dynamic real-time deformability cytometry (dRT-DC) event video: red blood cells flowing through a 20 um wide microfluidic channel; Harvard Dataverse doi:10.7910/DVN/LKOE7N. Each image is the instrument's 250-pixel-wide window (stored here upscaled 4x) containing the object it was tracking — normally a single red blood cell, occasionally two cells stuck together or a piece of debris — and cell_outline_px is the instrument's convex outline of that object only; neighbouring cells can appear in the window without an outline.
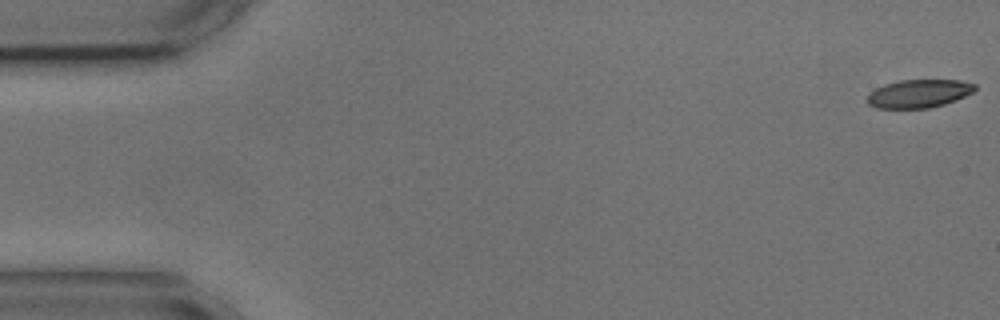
{"species": "common noctule bat (a hibernating species)", "species_latin": "Nyctalus noctula", "temperature_condition": "cold", "stored_images_in_passage": 56, "camera_frame_rate_fps": 3000, "um_per_image_px": 0.085, "animal": {"sex": "male", "body_mass_g": 17.9, "forearm_length_mm": 54.2}, "frame": {"image": 1, "passage_image": 1, "time_ms": 0.0, "image_size_px": [1000, 320], "cell_outline_px": [[976, 92], [956, 100], [944, 104], [928, 108], [876, 108], [868, 104], [868, 96], [876, 88], [884, 84], [900, 80], [960, 80], [976, 84]], "centroid_in_image_um": [78.15, 7.95], "position_along_channel_um": 6.8, "area_um2": 17.74}}
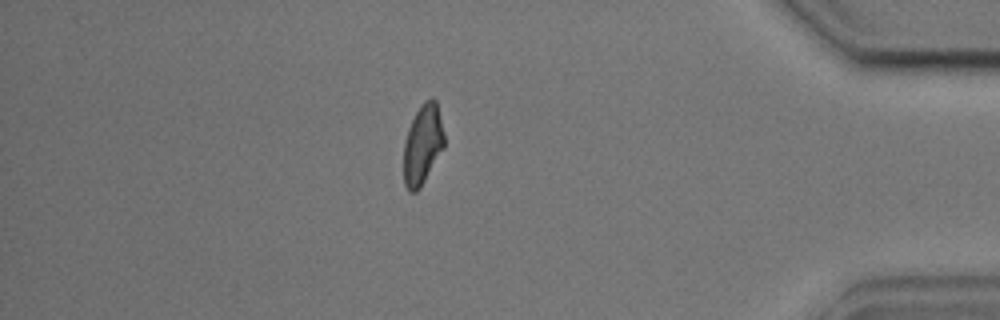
{"frame": {"image": 2, "passage_image": 48, "time_ms": 15.667, "image_size_px": [1000, 320], "cell_outline_px": [[444, 148], [420, 188], [416, 192], [408, 192], [404, 184], [404, 140], [408, 128], [420, 104], [424, 100], [432, 96], [436, 100], [444, 132]], "centroid_in_image_um": [35.93, 12.27], "position_along_channel_um": 399.3, "area_um2": 19.07}}
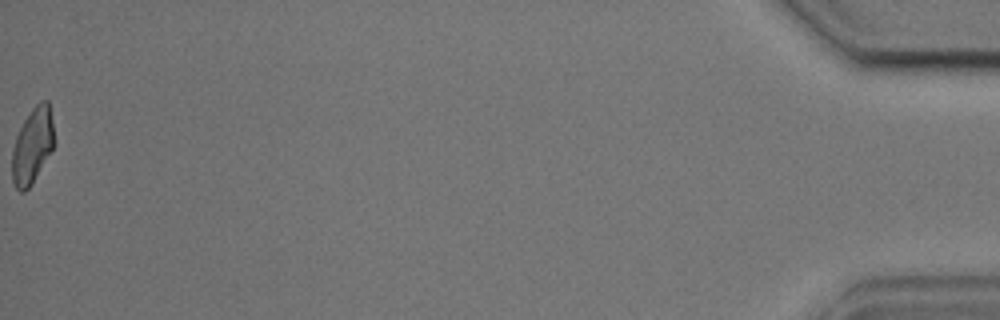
{"frame": {"image": 3, "passage_image": 56, "time_ms": 18.333, "image_size_px": [1000, 320], "cell_outline_px": [[56, 140], [52, 148], [32, 184], [24, 192], [20, 192], [16, 188], [12, 180], [12, 148], [16, 136], [24, 120], [32, 108], [40, 100], [48, 100]], "centroid_in_image_um": [2.76, 12.37], "position_along_channel_um": 432.4, "area_um2": 18.55}, "authors_computed_cell_mechanics": {"area_um2": 19.5364, "velocity_mm_per_s": 3.5869, "shape_relaxation_time_tau1_ms": 5.3586, "shape_relaxation_time_tau2_ms": 2.6208, "deformation_change_tau1": 0.1413, "deformation_change_tau2": 0.0932}}